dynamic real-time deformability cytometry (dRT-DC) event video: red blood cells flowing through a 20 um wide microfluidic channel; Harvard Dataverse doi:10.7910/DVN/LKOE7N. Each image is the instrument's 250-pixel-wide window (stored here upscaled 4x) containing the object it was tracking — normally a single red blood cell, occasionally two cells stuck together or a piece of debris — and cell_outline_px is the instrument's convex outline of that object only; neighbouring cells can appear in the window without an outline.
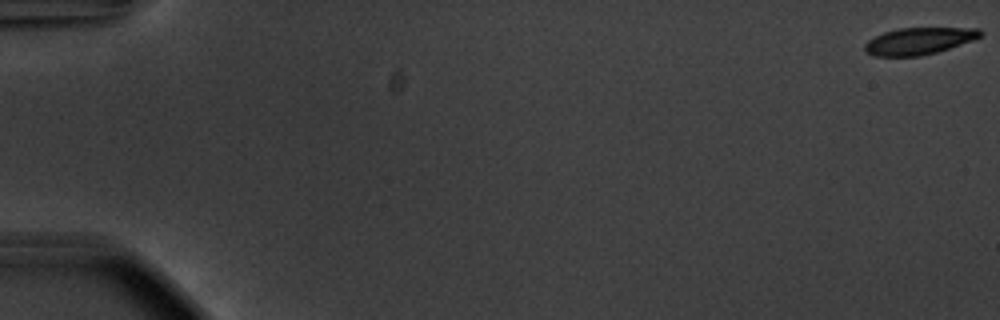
{"species": "common noctule bat (a hibernating species)", "species_latin": "Nyctalus noctula", "temperature_condition": "warm", "stored_images_in_passage": 14, "camera_frame_rate_fps": 3000, "um_per_image_px": 0.085, "animal": {"sex": "male", "body_mass_g": 20.1, "forearm_length_mm": 53.5}, "frame": {"image": 1, "passage_image": 1, "time_ms": 0.0, "image_size_px": [1000, 320], "cell_outline_px": [[984, 32], [980, 36], [972, 40], [936, 52], [920, 56], [872, 56], [864, 48], [864, 44], [868, 40], [884, 32], [900, 28], [980, 28]], "centroid_in_image_um": [78.1, 3.48], "position_along_channel_um": 6.9, "area_um2": 17.92}}